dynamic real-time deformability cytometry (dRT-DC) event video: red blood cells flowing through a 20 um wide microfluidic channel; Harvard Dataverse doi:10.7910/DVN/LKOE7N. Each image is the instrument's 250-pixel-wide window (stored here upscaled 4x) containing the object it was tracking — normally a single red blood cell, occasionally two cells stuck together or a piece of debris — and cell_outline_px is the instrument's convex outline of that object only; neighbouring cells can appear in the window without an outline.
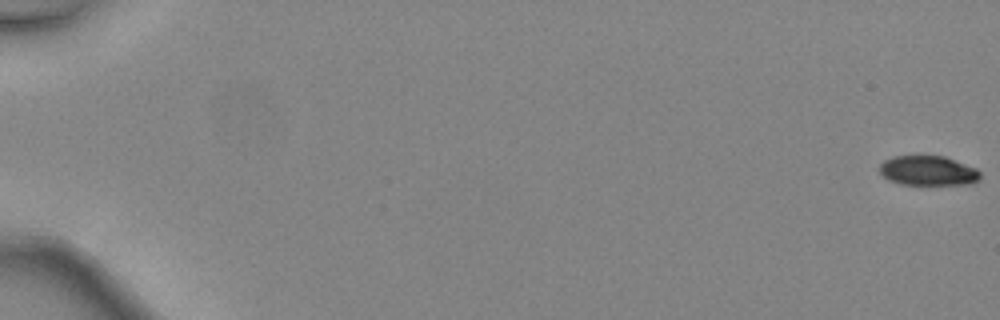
{"species": "common noctule bat (a hibernating species)", "species_latin": "Nyctalus noctula", "temperature_condition": "warm", "stored_images_in_passage": 48, "camera_frame_rate_fps": 3000, "um_per_image_px": 0.085, "animal": {"sex": "female", "body_mass_g": 24.6, "forearm_length_mm": 56.2}, "frame": {"image": 1, "passage_image": 1, "time_ms": 0.0, "image_size_px": [1000, 320], "cell_outline_px": [[980, 180], [972, 184], [900, 184], [888, 180], [880, 172], [880, 164], [884, 160], [892, 156], [944, 156], [976, 168], [980, 172]], "centroid_in_image_um": [78.89, 14.51], "position_along_channel_um": 6.1, "area_um2": 17.4}}
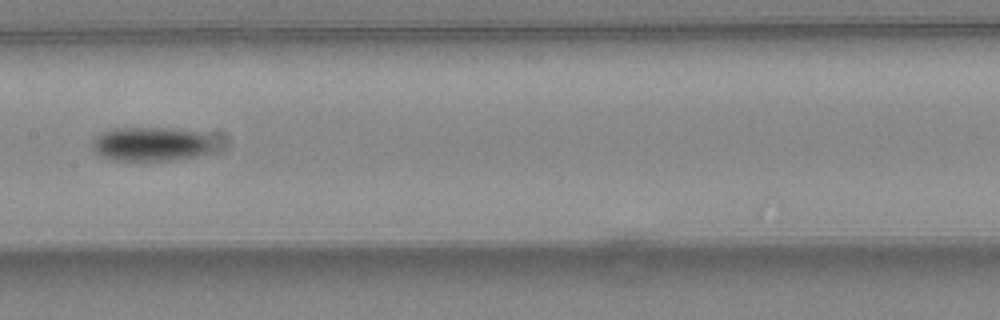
{"frame": {"image": 2, "passage_image": 27, "time_ms": 8.667, "image_size_px": [1000, 320], "cell_outline_px": [[212, 152], [196, 156], [168, 160], [112, 160], [96, 152], [92, 148], [92, 140], [96, 136], [112, 128], [176, 128], [200, 132], [208, 140], [212, 148]], "centroid_in_image_um": [12.79, 12.24], "position_along_channel_um": 194.6, "area_um2": 23.87}}
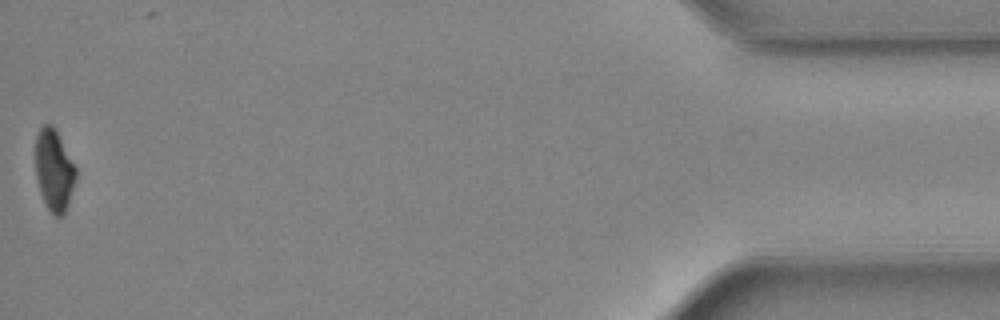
{"frame": {"image": 3, "passage_image": 48, "time_ms": 15.667, "image_size_px": [1000, 320], "cell_outline_px": [[76, 180], [68, 204], [64, 212], [60, 216], [52, 216], [40, 192], [36, 176], [36, 136], [40, 128], [44, 124], [52, 124], [56, 128], [76, 168]], "centroid_in_image_um": [4.6, 14.44], "position_along_channel_um": 430.6, "area_um2": 19.13}, "authors_computed_cell_mechanics": {"area_um2": 21.1259, "velocity_mm_per_s": 4.5615, "shape_relaxation_time_tau1_ms": 1.629, "shape_relaxation_time_tau2_ms": null, "deformation_change_tau1": 0.1002, "deformation_change_tau2": null}}